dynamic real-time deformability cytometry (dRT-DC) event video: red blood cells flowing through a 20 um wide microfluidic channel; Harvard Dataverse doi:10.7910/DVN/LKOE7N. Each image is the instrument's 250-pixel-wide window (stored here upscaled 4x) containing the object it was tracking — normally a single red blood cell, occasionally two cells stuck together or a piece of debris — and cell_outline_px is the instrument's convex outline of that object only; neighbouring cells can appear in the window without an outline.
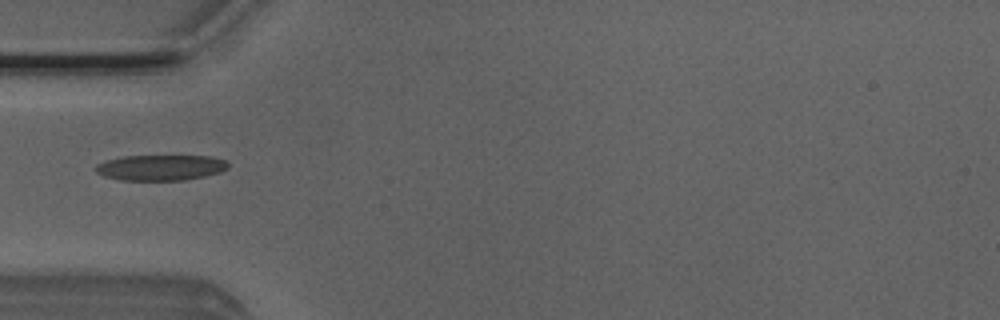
{"species": "Egyptian fruit bat (a non-hibernating species)", "species_latin": "Rousettus aegyptiacus", "temperature_condition": "room temperature", "stored_images_in_passage": 36, "camera_frame_rate_fps": 3000, "um_per_image_px": 0.085, "animal": {"sex": "male"}, "frame": {"image": 1, "passage_image": 1, "time_ms": 0.0, "image_size_px": [1000, 320], "cell_outline_px": [[228, 168], [220, 172], [204, 176], [184, 180], [120, 180], [104, 176], [96, 172], [92, 168], [96, 164], [104, 160], [120, 156], [212, 156], [228, 160]], "centroid_in_image_um": [13.62, 14.23], "position_along_channel_um": 71.4, "area_um2": 20.06}}
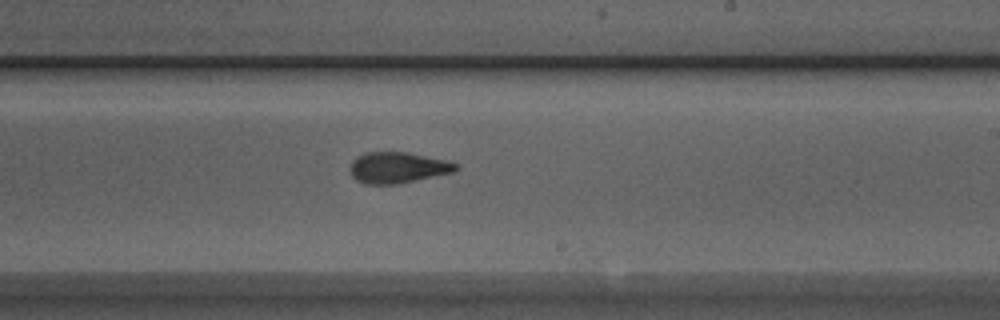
{"frame": {"image": 2, "passage_image": 15, "time_ms": 4.667, "image_size_px": [1000, 320], "cell_outline_px": [[460, 168], [452, 172], [396, 184], [364, 184], [356, 180], [352, 176], [348, 168], [352, 160], [356, 156], [364, 152], [408, 152], [448, 160], [460, 164]], "centroid_in_image_um": [33.78, 14.23], "position_along_channel_um": 255.2, "area_um2": 19.36}}
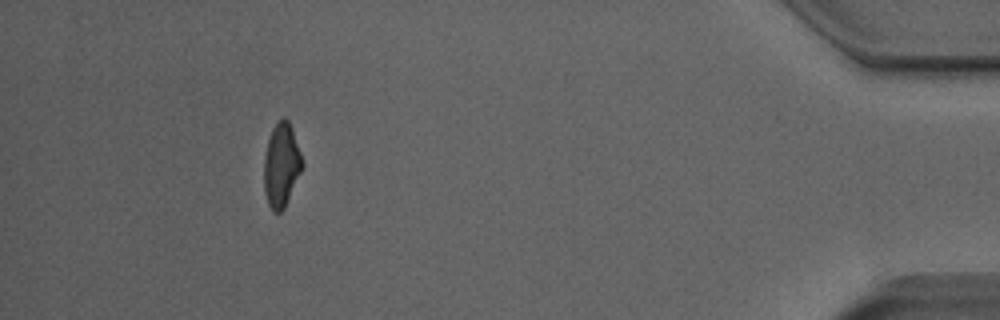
{"frame": {"image": 3, "passage_image": 32, "time_ms": 10.333, "image_size_px": [1000, 320], "cell_outline_px": [[304, 164], [284, 208], [280, 212], [272, 212], [268, 204], [264, 192], [264, 156], [268, 140], [272, 128], [284, 116], [288, 120], [292, 128]], "centroid_in_image_um": [23.9, 14.04], "position_along_channel_um": 411.3, "area_um2": 18.55}}